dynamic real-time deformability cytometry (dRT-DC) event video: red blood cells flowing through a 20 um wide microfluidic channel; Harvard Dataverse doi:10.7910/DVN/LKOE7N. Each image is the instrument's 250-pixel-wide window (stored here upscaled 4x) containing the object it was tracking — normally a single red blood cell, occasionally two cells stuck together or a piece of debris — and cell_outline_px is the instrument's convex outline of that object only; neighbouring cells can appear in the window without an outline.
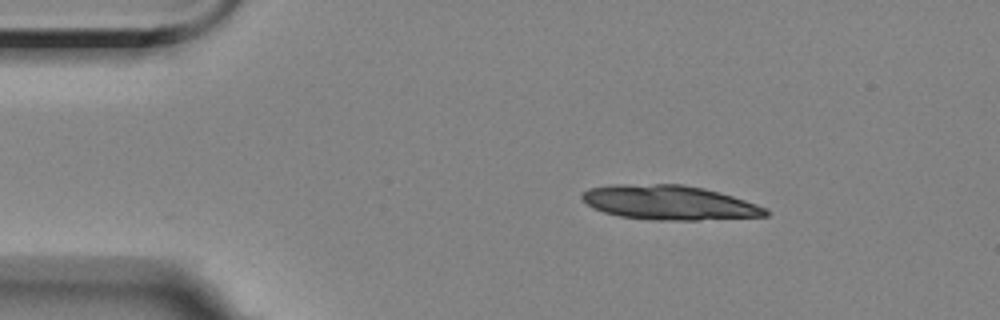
{"species": "Egyptian fruit bat (a non-hibernating species)", "species_latin": "Rousettus aegyptiacus", "temperature_condition": "room temperature", "stored_images_in_passage": 4, "camera_frame_rate_fps": 3000, "um_per_image_px": 0.085, "animal": {"sex": "female"}, "frame": {"image": 1, "passage_image": 2, "time_ms": 1.0, "image_size_px": [1000, 320], "cell_outline_px": [[768, 216], [700, 220], [652, 220], [620, 216], [604, 212], [592, 208], [580, 196], [588, 188], [612, 184], [680, 184], [704, 188], [732, 196], [768, 208]], "centroid_in_image_um": [56.87, 17.22], "position_along_channel_um": 28.1, "area_um2": 36.88}}